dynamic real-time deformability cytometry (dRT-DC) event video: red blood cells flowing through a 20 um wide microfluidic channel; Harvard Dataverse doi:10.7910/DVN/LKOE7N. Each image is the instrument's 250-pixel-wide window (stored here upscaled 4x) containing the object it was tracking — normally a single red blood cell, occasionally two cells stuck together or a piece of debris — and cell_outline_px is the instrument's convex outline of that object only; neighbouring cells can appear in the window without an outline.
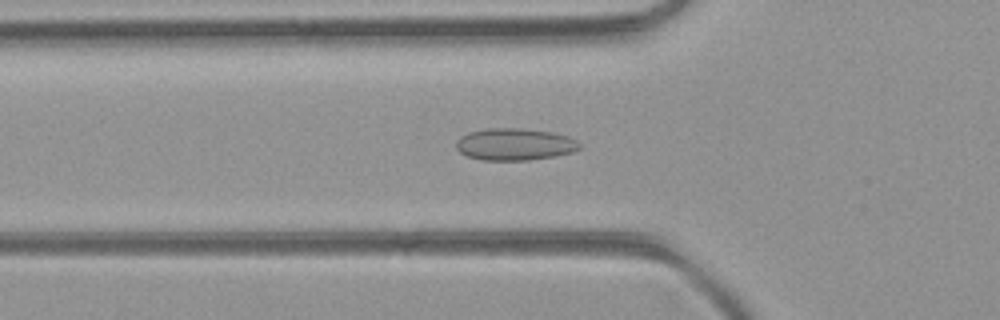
{"species": "common noctule bat (a hibernating species)", "species_latin": "Nyctalus noctula", "temperature_condition": "room temperature", "stored_images_in_passage": 54, "camera_frame_rate_fps": 3000, "um_per_image_px": 0.085, "animal": {"sex": "female", "body_mass_g": 21.9}, "frame": {"image": 1, "passage_image": 19, "time_ms": 6.0, "image_size_px": [1000, 320], "cell_outline_px": [[580, 148], [572, 152], [556, 156], [528, 160], [484, 160], [468, 156], [460, 152], [456, 148], [456, 140], [460, 136], [468, 132], [488, 128], [520, 128], [552, 132], [568, 136], [576, 140], [580, 144]], "centroid_in_image_um": [43.74, 12.26], "position_along_channel_um": 82.1, "area_um2": 23.06}}
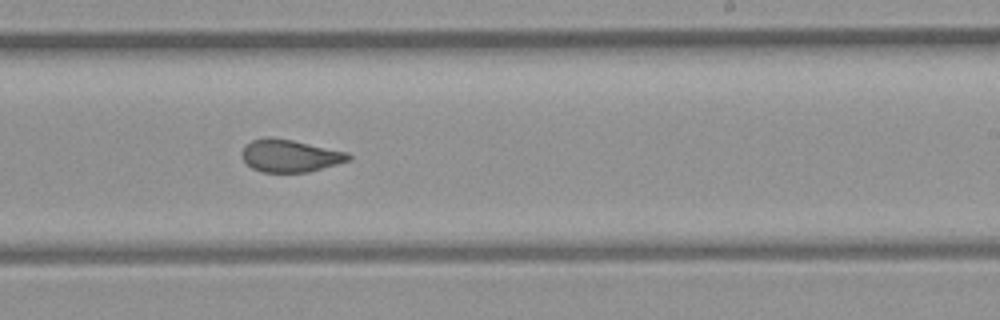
{"frame": {"image": 2, "passage_image": 33, "time_ms": 10.667, "image_size_px": [1000, 320], "cell_outline_px": [[352, 160], [308, 172], [264, 172], [252, 168], [240, 156], [240, 152], [252, 140], [292, 140], [348, 152], [352, 156]], "centroid_in_image_um": [24.71, 13.28], "position_along_channel_um": 264.3, "area_um2": 19.59}}
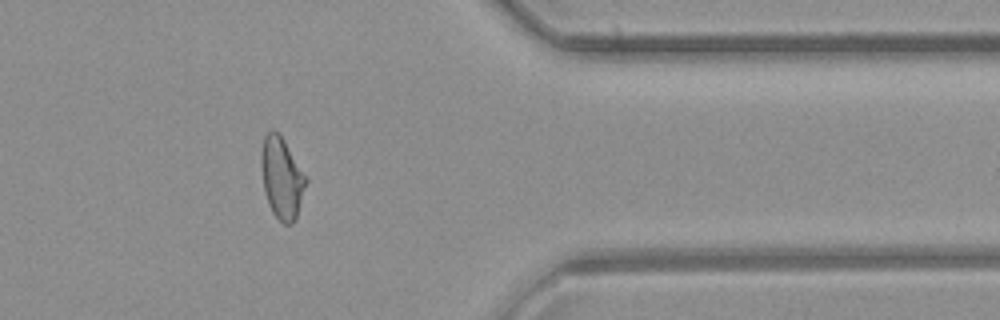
{"frame": {"image": 3, "passage_image": 44, "time_ms": 14.333, "image_size_px": [1000, 320], "cell_outline_px": [[308, 180], [296, 220], [292, 224], [284, 224], [272, 212], [268, 204], [264, 192], [260, 164], [260, 156], [264, 136], [272, 128], [284, 140], [308, 176]], "centroid_in_image_um": [23.96, 15.13], "position_along_channel_um": 387.4, "area_um2": 21.62}, "authors_computed_cell_mechanics": {"area_um2": 21.386, "velocity_mm_per_s": 3.8904, "shape_relaxation_time_tau1_ms": null, "shape_relaxation_time_tau2_ms": 1.0072, "deformation_change_tau1": null, "deformation_change_tau2": 0.0633}}